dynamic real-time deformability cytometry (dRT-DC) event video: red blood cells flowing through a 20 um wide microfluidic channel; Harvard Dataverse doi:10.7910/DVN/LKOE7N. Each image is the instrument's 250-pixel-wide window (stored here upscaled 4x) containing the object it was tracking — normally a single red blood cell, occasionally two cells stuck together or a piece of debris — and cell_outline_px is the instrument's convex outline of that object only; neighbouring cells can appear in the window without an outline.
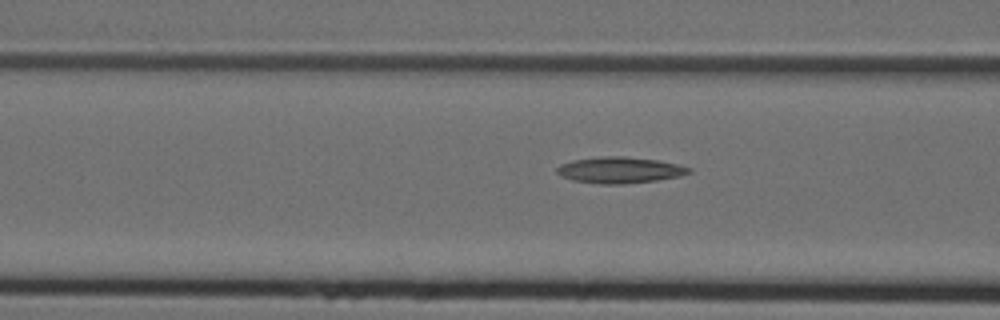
{"species": "Egyptian fruit bat (a non-hibernating species)", "species_latin": "Rousettus aegyptiacus", "temperature_condition": "cold", "stored_images_in_passage": 17, "camera_frame_rate_fps": 3000, "um_per_image_px": 0.085, "animal": {"sex": "female"}, "frame": {"image": 1, "passage_image": 15, "time_ms": 4.667, "image_size_px": [1000, 320], "cell_outline_px": [[692, 172], [680, 176], [656, 180], [624, 184], [600, 184], [572, 180], [560, 176], [556, 172], [556, 168], [560, 164], [572, 160], [604, 156], [624, 156], [656, 160], [676, 164], [692, 168]], "centroid_in_image_um": [52.65, 14.46], "position_along_channel_um": 114.0, "area_um2": 20.17}}